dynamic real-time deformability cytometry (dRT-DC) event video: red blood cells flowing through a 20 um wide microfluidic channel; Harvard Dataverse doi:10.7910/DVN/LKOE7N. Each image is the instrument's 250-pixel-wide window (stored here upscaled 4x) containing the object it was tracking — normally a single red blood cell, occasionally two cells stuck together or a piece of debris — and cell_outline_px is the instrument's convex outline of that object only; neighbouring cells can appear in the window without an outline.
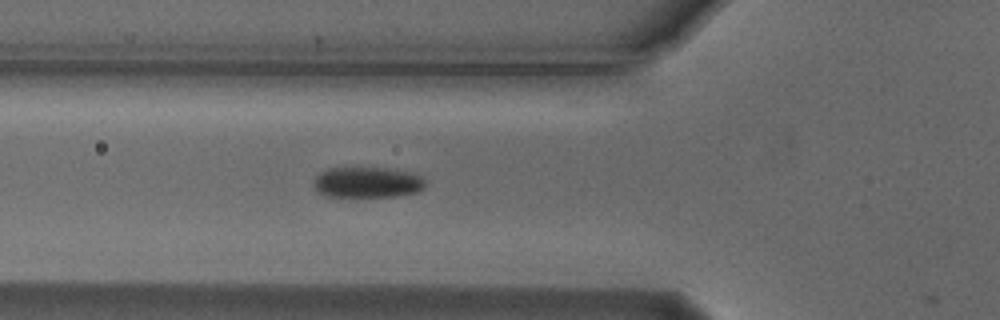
{"species": "Egyptian fruit bat (a non-hibernating species)", "species_latin": "Rousettus aegyptiacus", "temperature_condition": "cold", "stored_images_in_passage": 4, "camera_frame_rate_fps": 3000, "um_per_image_px": 0.085, "animal": {"sex": "male"}, "frame": {"image": 1, "passage_image": 3, "time_ms": 0.667, "image_size_px": [1000, 320], "cell_outline_px": [[424, 188], [420, 192], [396, 196], [324, 196], [312, 188], [312, 180], [320, 172], [328, 168], [388, 168], [408, 172], [424, 176]], "centroid_in_image_um": [31.19, 15.5], "position_along_channel_um": 94.6, "area_um2": 20.23}}